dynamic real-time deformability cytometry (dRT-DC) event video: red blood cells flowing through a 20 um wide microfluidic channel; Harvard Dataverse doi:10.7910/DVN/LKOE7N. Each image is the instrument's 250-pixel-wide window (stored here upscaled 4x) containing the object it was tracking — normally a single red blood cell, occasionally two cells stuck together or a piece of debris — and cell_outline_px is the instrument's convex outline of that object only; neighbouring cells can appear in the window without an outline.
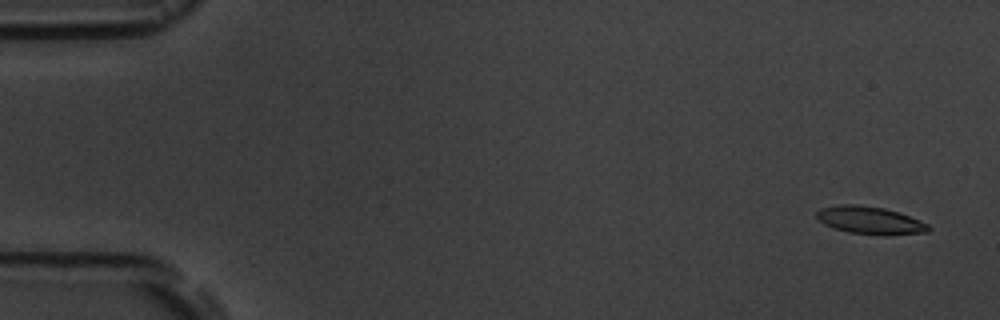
{"species": "common noctule bat (a hibernating species)", "species_latin": "Nyctalus noctula", "temperature_condition": "room temperature", "stored_images_in_passage": 5, "camera_frame_rate_fps": 3000, "um_per_image_px": 0.085, "animal": {"sex": "male", "body_mass_g": 19.5, "forearm_length_mm": 54.6}, "frame": {"image": 1, "passage_image": 1, "time_ms": 0.0, "image_size_px": [1000, 320], "cell_outline_px": [[932, 228], [928, 232], [848, 232], [824, 224], [816, 216], [816, 212], [820, 208], [840, 204], [856, 204], [884, 208], [908, 216], [928, 224]], "centroid_in_image_um": [73.86, 18.66], "position_along_channel_um": 11.1, "area_um2": 16.82}}
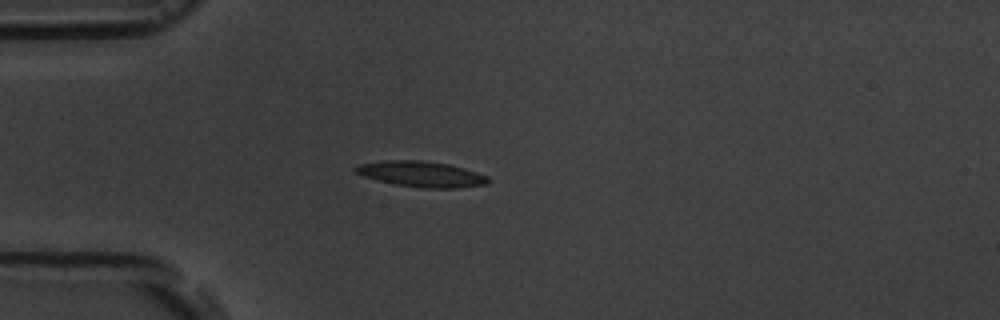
{"frame": {"image": 2, "passage_image": 5, "time_ms": 4.333, "image_size_px": [1000, 320], "cell_outline_px": [[488, 184], [456, 188], [420, 188], [396, 184], [376, 180], [364, 176], [356, 172], [352, 168], [360, 164], [380, 160], [420, 160], [448, 164], [464, 168], [488, 176]], "centroid_in_image_um": [35.79, 14.79], "position_along_channel_um": 49.2, "area_um2": 19.83}}